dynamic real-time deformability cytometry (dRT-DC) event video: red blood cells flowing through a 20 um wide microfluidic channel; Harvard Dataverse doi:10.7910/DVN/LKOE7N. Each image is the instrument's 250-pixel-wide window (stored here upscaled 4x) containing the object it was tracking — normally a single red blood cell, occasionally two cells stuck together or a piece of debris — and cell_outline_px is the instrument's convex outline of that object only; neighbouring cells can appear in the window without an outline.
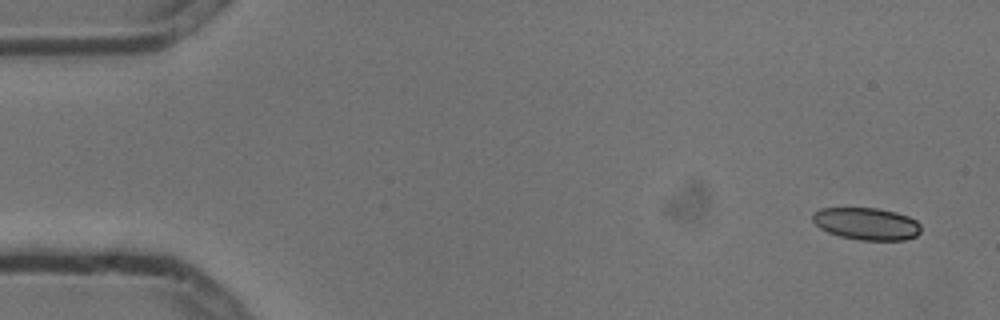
{"species": "common noctule bat (a hibernating species)", "species_latin": "Nyctalus noctula", "temperature_condition": "cold", "stored_images_in_passage": 4, "camera_frame_rate_fps": 3000, "um_per_image_px": 0.085, "animal": {"sex": "male", "body_mass_g": 13.3}, "frame": {"image": 1, "passage_image": 1, "time_ms": 0.0, "image_size_px": [1000, 320], "cell_outline_px": [[920, 232], [916, 236], [904, 240], [860, 240], [840, 236], [828, 232], [820, 228], [812, 220], [812, 216], [820, 208], [876, 208], [896, 212], [908, 216], [916, 220], [920, 224]], "centroid_in_image_um": [73.67, 19.02], "position_along_channel_um": 11.3, "area_um2": 20.29}}
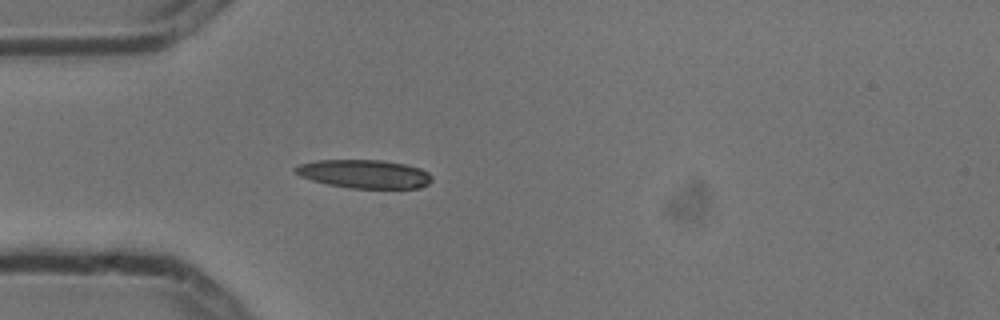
{"frame": {"image": 2, "passage_image": 4, "time_ms": 1.0, "image_size_px": [1000, 320], "cell_outline_px": [[432, 180], [428, 184], [420, 188], [348, 188], [328, 184], [312, 180], [300, 176], [292, 168], [300, 164], [316, 160], [380, 160], [404, 164], [420, 168], [428, 172], [432, 176]], "centroid_in_image_um": [30.97, 14.79], "position_along_channel_um": 54.0, "area_um2": 22.66}}